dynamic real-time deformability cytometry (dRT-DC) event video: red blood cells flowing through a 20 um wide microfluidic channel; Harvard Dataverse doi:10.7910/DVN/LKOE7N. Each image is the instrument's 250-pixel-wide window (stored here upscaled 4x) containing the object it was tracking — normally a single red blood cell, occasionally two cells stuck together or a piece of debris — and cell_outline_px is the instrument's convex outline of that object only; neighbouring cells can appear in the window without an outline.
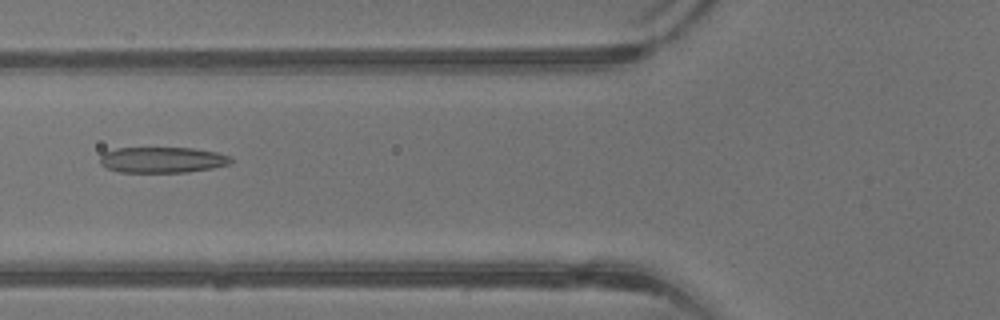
{"species": "common noctule bat (a hibernating species)", "species_latin": "Nyctalus noctula", "temperature_condition": "warm", "stored_images_in_passage": 41, "camera_frame_rate_fps": 3000, "um_per_image_px": 0.085, "animal": {"sex": "male", "body_mass_g": 13.3}, "frame": {"image": 1, "passage_image": 16, "time_ms": 5.0, "image_size_px": [1000, 320], "cell_outline_px": [[232, 160], [228, 164], [212, 168], [188, 172], [120, 172], [108, 168], [100, 164], [100, 156], [104, 152], [116, 148], [192, 148], [216, 152], [232, 156]], "centroid_in_image_um": [13.79, 13.58], "position_along_channel_um": 112.0, "area_um2": 19.65}}
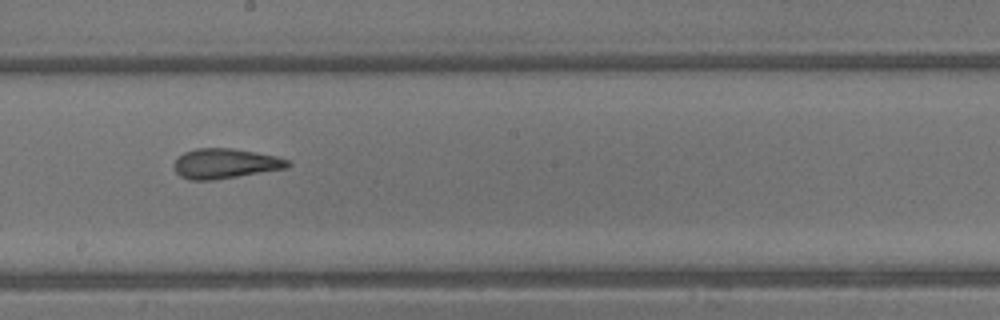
{"frame": {"image": 2, "passage_image": 23, "time_ms": 7.333, "image_size_px": [1000, 320], "cell_outline_px": [[292, 164], [288, 168], [216, 180], [188, 180], [180, 176], [176, 172], [172, 164], [184, 152], [196, 148], [232, 148], [276, 156], [288, 160]], "centroid_in_image_um": [19.14, 13.91], "position_along_channel_um": 229.1, "area_um2": 20.0}}
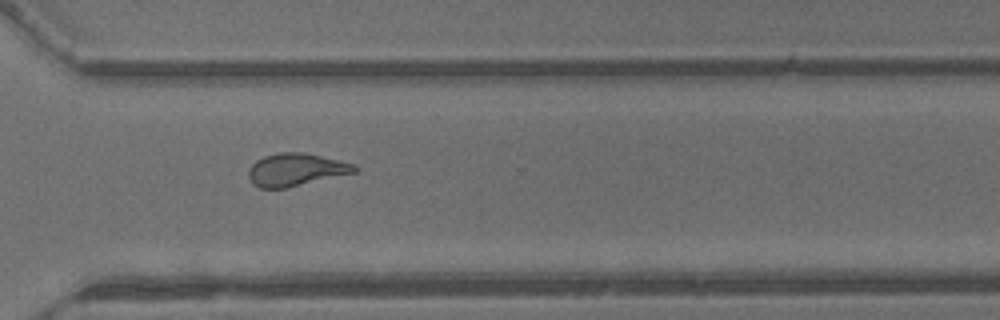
{"frame": {"image": 3, "passage_image": 30, "time_ms": 9.667, "image_size_px": [1000, 320], "cell_outline_px": [[356, 172], [284, 188], [260, 188], [252, 184], [248, 176], [248, 168], [256, 160], [264, 156], [280, 152], [300, 152], [320, 156], [352, 164], [356, 168]], "centroid_in_image_um": [25.06, 14.42], "position_along_channel_um": 345.5, "area_um2": 19.77}, "authors_computed_cell_mechanics": {"area_um2": 20.8658, "velocity_mm_per_s": 4.9962, "shape_relaxation_time_tau1_ms": null, "shape_relaxation_time_tau2_ms": 1.8103, "deformation_change_tau1": null, "deformation_change_tau2": 0.1182}}